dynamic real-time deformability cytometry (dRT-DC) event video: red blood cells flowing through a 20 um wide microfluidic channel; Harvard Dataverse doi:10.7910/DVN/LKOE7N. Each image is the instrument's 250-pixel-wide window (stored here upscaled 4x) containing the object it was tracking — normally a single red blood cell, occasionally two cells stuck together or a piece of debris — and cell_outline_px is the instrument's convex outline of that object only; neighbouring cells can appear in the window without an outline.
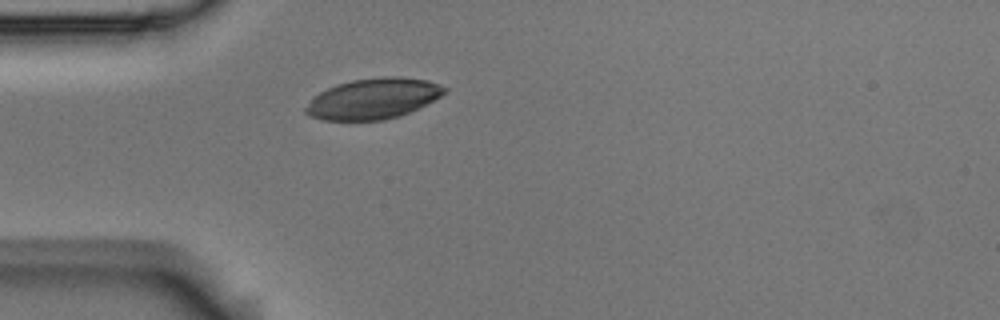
{"species": "Egyptian fruit bat (a non-hibernating species)", "species_latin": "Rousettus aegyptiacus", "temperature_condition": "room temperature", "stored_images_in_passage": 1, "camera_frame_rate_fps": 3000, "um_per_image_px": 0.085, "animal": {"sex": "male"}, "frame": {"image": 1, "passage_image": 1, "time_ms": 0.0, "image_size_px": [1000, 320], "cell_outline_px": [[448, 92], [400, 116], [384, 120], [324, 120], [312, 116], [304, 112], [304, 108], [312, 96], [336, 84], [352, 80], [380, 76], [400, 76], [428, 80], [440, 84], [448, 88]], "centroid_in_image_um": [31.71, 8.37], "position_along_channel_um": 53.3, "area_um2": 32.95}}